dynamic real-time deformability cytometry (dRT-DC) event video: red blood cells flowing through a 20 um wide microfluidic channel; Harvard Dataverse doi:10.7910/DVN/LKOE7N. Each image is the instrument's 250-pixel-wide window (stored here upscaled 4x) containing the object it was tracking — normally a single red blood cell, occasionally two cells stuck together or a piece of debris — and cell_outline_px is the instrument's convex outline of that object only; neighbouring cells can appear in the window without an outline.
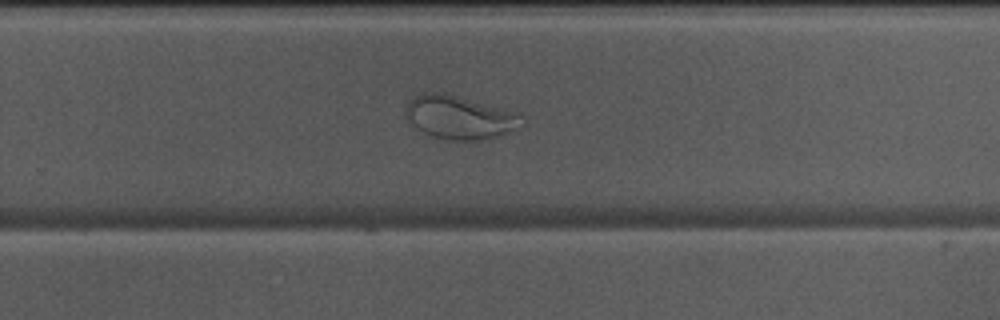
{"species": "Egyptian fruit bat (a non-hibernating species)", "species_latin": "Rousettus aegyptiacus", "temperature_condition": "warm", "stored_images_in_passage": 43, "camera_frame_rate_fps": 3000, "um_per_image_px": 0.085, "animal": {"sex": "male"}, "frame": {"image": 1, "passage_image": 31, "time_ms": 10.0, "image_size_px": [1000, 320], "cell_outline_px": [[524, 124], [496, 136], [480, 140], [448, 140], [432, 136], [416, 128], [408, 120], [404, 108], [408, 100], [420, 92], [444, 92], [520, 112]], "centroid_in_image_um": [39.03, 9.94], "position_along_channel_um": 290.8, "area_um2": 29.59}}